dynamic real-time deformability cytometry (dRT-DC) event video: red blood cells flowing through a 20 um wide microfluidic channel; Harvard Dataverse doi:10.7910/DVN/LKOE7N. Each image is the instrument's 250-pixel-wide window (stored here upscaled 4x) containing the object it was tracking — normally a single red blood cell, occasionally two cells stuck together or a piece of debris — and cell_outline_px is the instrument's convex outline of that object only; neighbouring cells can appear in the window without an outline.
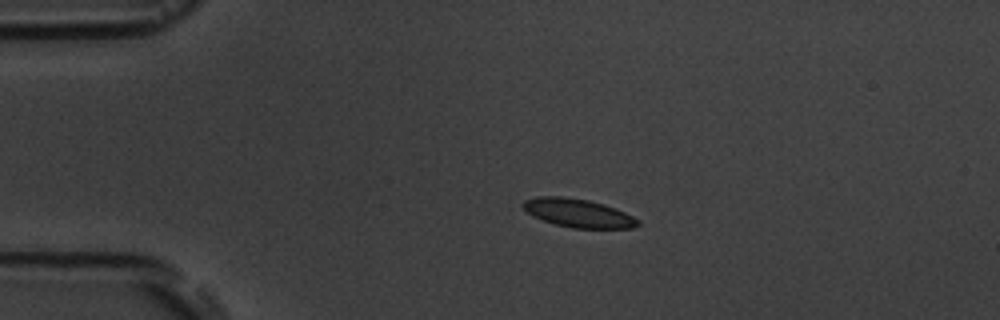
{"species": "common noctule bat (a hibernating species)", "species_latin": "Nyctalus noctula", "temperature_condition": "room temperature", "stored_images_in_passage": 5, "camera_frame_rate_fps": 3000, "um_per_image_px": 0.085, "animal": {"sex": "male", "body_mass_g": 19.5, "forearm_length_mm": 54.6}, "frame": {"image": 1, "passage_image": 3, "time_ms": 2.333, "image_size_px": [1000, 320], "cell_outline_px": [[640, 224], [632, 228], [572, 228], [556, 224], [532, 216], [520, 204], [524, 200], [536, 196], [564, 196], [588, 200], [604, 204], [616, 208], [640, 220]], "centroid_in_image_um": [49.13, 18.1], "position_along_channel_um": 35.9, "area_um2": 19.07}}
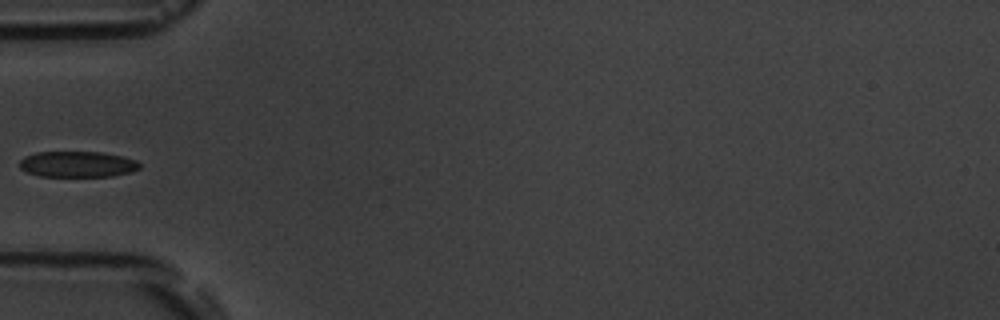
{"frame": {"image": 2, "passage_image": 5, "time_ms": 4.667, "image_size_px": [1000, 320], "cell_outline_px": [[140, 168], [132, 172], [112, 176], [40, 176], [24, 172], [20, 168], [20, 160], [24, 156], [36, 152], [100, 152], [124, 156], [136, 160], [140, 164]], "centroid_in_image_um": [6.58, 13.96], "position_along_channel_um": 78.4, "area_um2": 18.26}}